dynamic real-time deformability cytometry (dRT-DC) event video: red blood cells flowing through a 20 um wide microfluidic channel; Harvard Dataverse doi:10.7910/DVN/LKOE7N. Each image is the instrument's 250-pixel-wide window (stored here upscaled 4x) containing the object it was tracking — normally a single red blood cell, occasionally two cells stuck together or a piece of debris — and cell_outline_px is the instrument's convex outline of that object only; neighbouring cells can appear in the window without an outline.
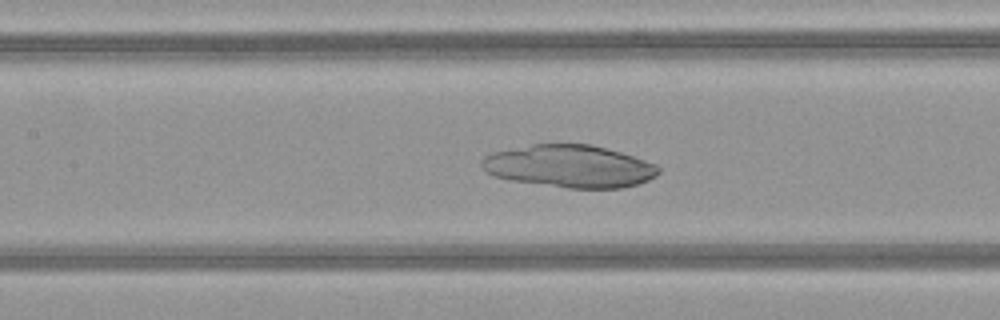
{"species": "common noctule bat (a hibernating species)", "species_latin": "Nyctalus noctula", "temperature_condition": "warm", "stored_images_in_passage": 40, "camera_frame_rate_fps": 3000, "um_per_image_px": 0.085, "animal": {"sex": "female", "body_mass_g": 21.9}, "frame": {"image": 1, "passage_image": 13, "time_ms": 4.0, "image_size_px": [1000, 320], "cell_outline_px": [[660, 172], [656, 176], [648, 180], [636, 184], [620, 188], [568, 188], [508, 180], [492, 176], [480, 164], [480, 160], [484, 156], [492, 152], [532, 144], [592, 144], [620, 152], [656, 164], [660, 168]], "centroid_in_image_um": [48.38, 14.13], "position_along_channel_um": 159.0, "area_um2": 43.81}}
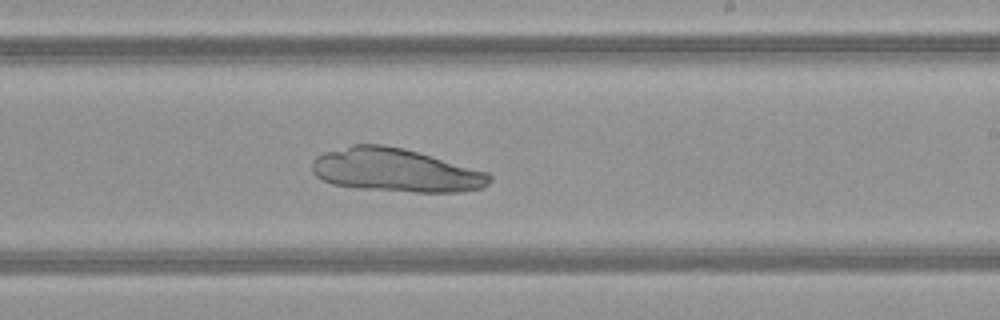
{"frame": {"image": 2, "passage_image": 20, "time_ms": 6.333, "image_size_px": [1000, 320], "cell_outline_px": [[492, 180], [488, 184], [480, 188], [460, 192], [416, 192], [356, 188], [332, 184], [316, 176], [312, 172], [312, 160], [316, 156], [324, 152], [352, 144], [380, 144], [404, 148], [488, 172], [492, 176]], "centroid_in_image_um": [33.6, 14.47], "position_along_channel_um": 255.4, "area_um2": 44.97}}
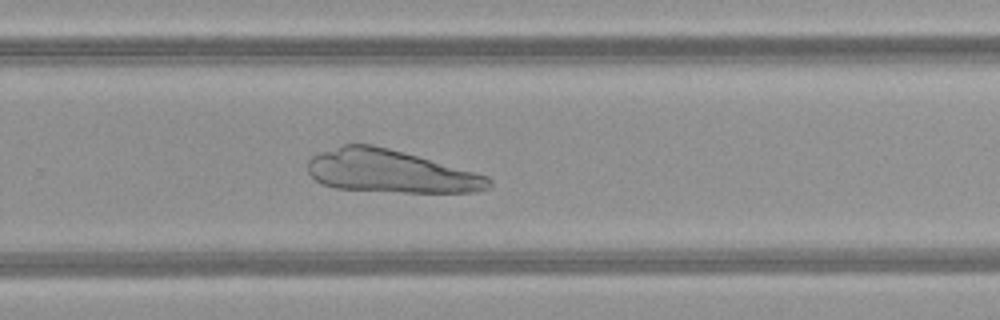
{"frame": {"image": 3, "passage_image": 23, "time_ms": 7.333, "image_size_px": [1000, 320], "cell_outline_px": [[492, 184], [488, 188], [476, 192], [404, 192], [336, 188], [324, 184], [316, 180], [308, 172], [308, 160], [312, 156], [320, 152], [344, 144], [372, 144], [388, 148], [488, 176], [492, 180]], "centroid_in_image_um": [33.17, 14.57], "position_along_channel_um": 296.6, "area_um2": 44.56}}